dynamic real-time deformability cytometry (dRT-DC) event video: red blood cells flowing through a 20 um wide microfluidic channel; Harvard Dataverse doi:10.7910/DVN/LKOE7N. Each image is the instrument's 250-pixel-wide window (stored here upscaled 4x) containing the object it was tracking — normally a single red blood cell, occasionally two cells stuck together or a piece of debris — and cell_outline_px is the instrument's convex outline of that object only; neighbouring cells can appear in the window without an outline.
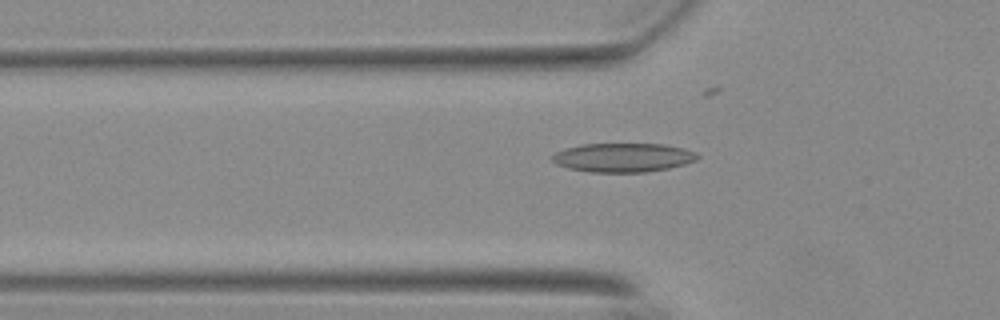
{"species": "Egyptian fruit bat (a non-hibernating species)", "species_latin": "Rousettus aegyptiacus", "temperature_condition": "warm", "stored_images_in_passage": 22, "camera_frame_rate_fps": 3000, "um_per_image_px": 0.085, "animal": {"sex": "female"}, "frame": {"image": 1, "passage_image": 19, "time_ms": 6.0, "image_size_px": [1000, 320], "cell_outline_px": [[700, 156], [696, 160], [684, 164], [668, 168], [644, 172], [592, 172], [568, 168], [556, 164], [552, 160], [552, 156], [556, 152], [564, 148], [580, 144], [664, 144], [684, 148], [696, 152]], "centroid_in_image_um": [52.96, 13.38], "position_along_channel_um": 72.8, "area_um2": 24.51}}
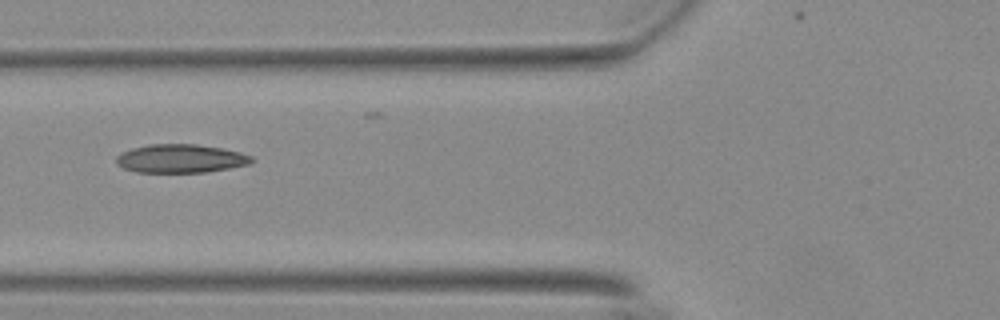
{"frame": {"image": 2, "passage_image": 22, "time_ms": 7.0, "image_size_px": [1000, 320], "cell_outline_px": [[256, 160], [248, 164], [228, 168], [204, 172], [136, 172], [124, 168], [116, 164], [116, 156], [120, 152], [132, 148], [148, 144], [196, 144], [224, 148], [240, 152], [252, 156]], "centroid_in_image_um": [15.34, 13.47], "position_along_channel_um": 110.5, "area_um2": 22.6}}